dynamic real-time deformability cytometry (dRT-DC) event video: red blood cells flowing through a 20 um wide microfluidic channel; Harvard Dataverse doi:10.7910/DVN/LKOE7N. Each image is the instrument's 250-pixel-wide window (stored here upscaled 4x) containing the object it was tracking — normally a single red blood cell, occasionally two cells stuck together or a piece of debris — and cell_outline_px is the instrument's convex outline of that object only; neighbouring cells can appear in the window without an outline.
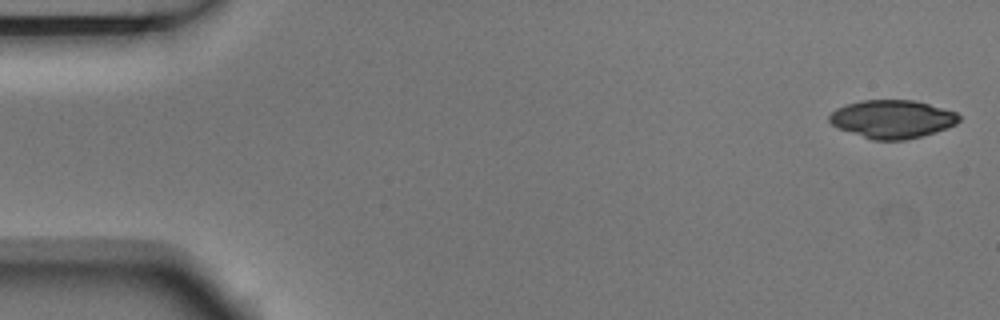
{"species": "Egyptian fruit bat (a non-hibernating species)", "species_latin": "Rousettus aegyptiacus", "temperature_condition": "room temperature", "stored_images_in_passage": 4, "camera_frame_rate_fps": 3000, "um_per_image_px": 0.085, "animal": {"sex": "male"}, "frame": {"image": 1, "passage_image": 1, "time_ms": 0.0, "image_size_px": [1000, 320], "cell_outline_px": [[960, 120], [956, 124], [936, 132], [904, 140], [872, 140], [836, 128], [828, 120], [828, 116], [836, 108], [844, 104], [860, 100], [916, 100], [956, 112], [960, 116]], "centroid_in_image_um": [75.81, 10.12], "position_along_channel_um": 9.2, "area_um2": 29.07}}
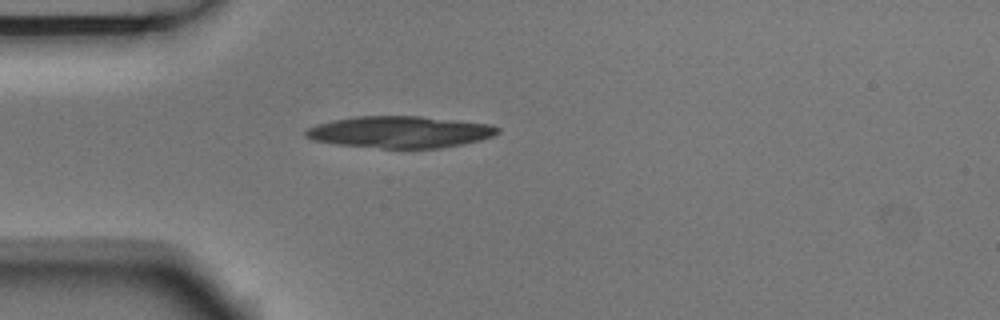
{"frame": {"image": 2, "passage_image": 4, "time_ms": 1.0, "image_size_px": [1000, 320], "cell_outline_px": [[500, 132], [492, 136], [480, 140], [464, 144], [440, 148], [380, 148], [336, 144], [312, 140], [304, 136], [304, 132], [308, 128], [316, 124], [332, 120], [356, 116], [420, 116], [492, 124], [500, 128]], "centroid_in_image_um": [34.0, 11.22], "position_along_channel_um": 51.0, "area_um2": 35.66}}